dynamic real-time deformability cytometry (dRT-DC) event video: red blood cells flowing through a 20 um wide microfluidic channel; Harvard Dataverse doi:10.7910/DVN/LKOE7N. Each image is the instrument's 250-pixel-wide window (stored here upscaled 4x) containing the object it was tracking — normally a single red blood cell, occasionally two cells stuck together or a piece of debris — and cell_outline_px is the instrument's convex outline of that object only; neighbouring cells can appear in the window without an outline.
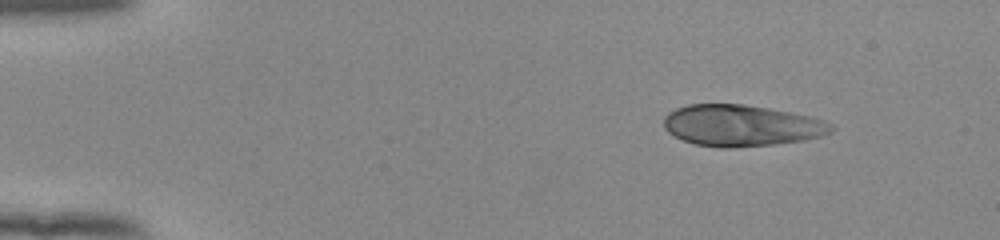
{"species": "human", "species_latin": "Homo sapiens", "temperature_condition": "room temperature", "stored_images_in_passage": 47, "camera_frame_rate_fps": 3000, "um_per_image_px": 0.085, "donor": {"sex": "female"}, "frame": {"image": 1, "passage_image": 1, "time_ms": 0.0, "image_size_px": [1000, 240], "cell_outline_px": [[836, 128], [832, 132], [824, 136], [804, 140], [772, 144], [732, 148], [720, 148], [696, 144], [684, 140], [668, 132], [664, 128], [664, 116], [668, 112], [676, 108], [688, 104], [744, 104], [768, 108], [812, 116], [824, 120], [832, 124]], "centroid_in_image_um": [63.05, 10.67], "position_along_channel_um": 21.9, "area_um2": 40.58}}
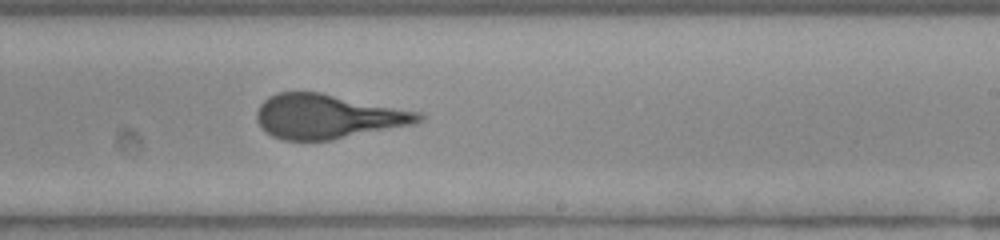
{"frame": {"image": 2, "passage_image": 27, "time_ms": 8.667, "image_size_px": [1000, 240], "cell_outline_px": [[424, 120], [416, 124], [332, 140], [284, 140], [272, 136], [256, 120], [256, 112], [260, 104], [268, 96], [280, 92], [320, 92], [424, 112]], "centroid_in_image_um": [27.93, 9.89], "position_along_channel_um": 261.1, "area_um2": 42.19}}
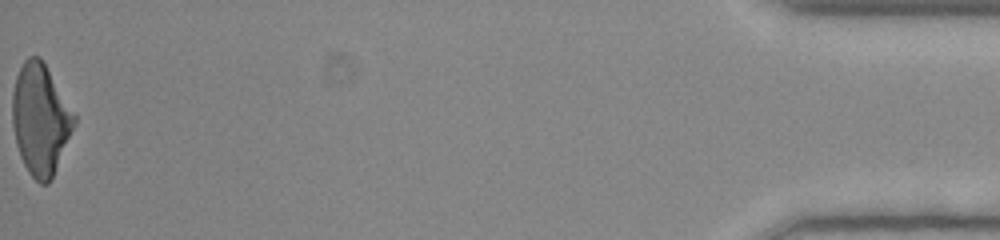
{"frame": {"image": 3, "passage_image": 47, "time_ms": 15.333, "image_size_px": [1000, 240], "cell_outline_px": [[76, 124], [52, 176], [48, 184], [40, 184], [28, 172], [20, 156], [16, 144], [12, 124], [12, 92], [16, 76], [24, 60], [28, 56], [40, 56], [76, 116]], "centroid_in_image_um": [3.42, 10.13], "position_along_channel_um": 431.8, "area_um2": 39.71}, "authors_computed_cell_mechanics": {"area_um2": 41.8472, "velocity_mm_per_s": 3.9325, "shape_relaxation_time_tau1_ms": 8.7642, "shape_relaxation_time_tau2_ms": null, "deformation_change_tau1": 0.2797, "deformation_change_tau2": null}}